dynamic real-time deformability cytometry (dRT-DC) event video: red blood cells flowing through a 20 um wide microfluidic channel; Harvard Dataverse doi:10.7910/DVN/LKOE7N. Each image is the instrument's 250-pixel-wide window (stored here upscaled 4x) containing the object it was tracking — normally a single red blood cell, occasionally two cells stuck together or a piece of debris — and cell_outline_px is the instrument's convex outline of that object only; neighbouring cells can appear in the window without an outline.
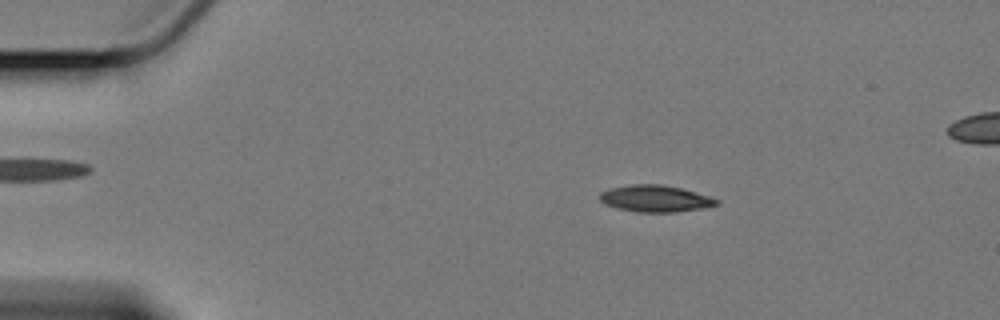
{"species": "Egyptian fruit bat (a non-hibernating species)", "species_latin": "Rousettus aegyptiacus", "temperature_condition": "cold", "stored_images_in_passage": 60, "segment_of_instrument_passage": [1, 2], "camera_frame_rate_fps": 3000, "um_per_image_px": 0.085, "animal": {"sex": "female"}, "frame": {"image": 1, "passage_image": 10, "time_ms": 3.0, "image_size_px": [1000, 320], "cell_outline_px": [[720, 204], [704, 208], [676, 212], [636, 212], [616, 208], [604, 204], [600, 200], [600, 192], [608, 188], [632, 184], [660, 184], [680, 188], [712, 196], [720, 200]], "centroid_in_image_um": [55.72, 16.88], "position_along_channel_um": 29.3, "area_um2": 18.44}}
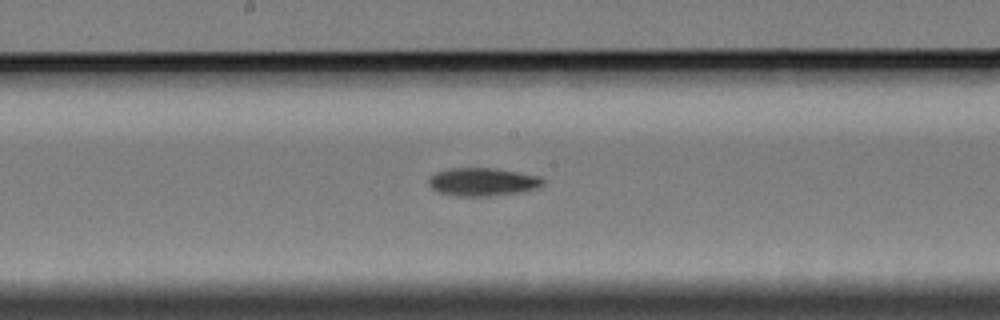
{"frame": {"image": 2, "passage_image": 31, "time_ms": 10.0, "image_size_px": [1000, 320], "cell_outline_px": [[544, 184], [540, 188], [520, 192], [488, 196], [456, 196], [436, 192], [428, 184], [428, 180], [436, 172], [448, 168], [496, 168], [540, 176], [544, 180]], "centroid_in_image_um": [41.03, 15.46], "position_along_channel_um": 207.2, "area_um2": 18.9}}
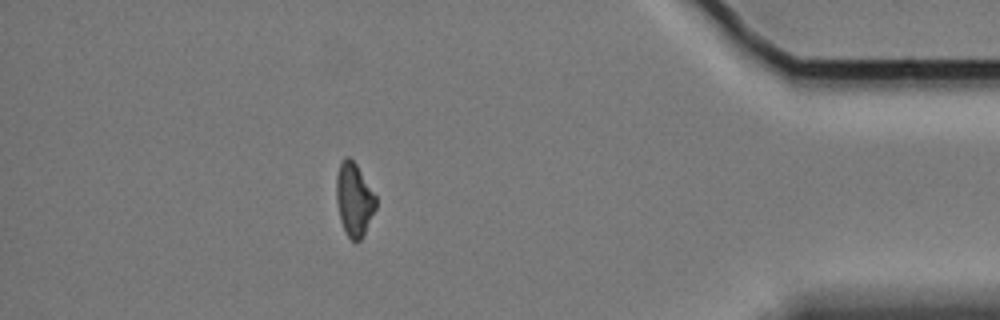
{"frame": {"image": 3, "passage_image": 52, "time_ms": 17.0, "image_size_px": [1000, 320], "cell_outline_px": [[376, 208], [364, 236], [356, 244], [348, 236], [340, 220], [336, 200], [336, 176], [340, 164], [344, 156], [348, 156], [356, 164], [376, 196]], "centroid_in_image_um": [30.1, 16.98], "position_along_channel_um": 405.1, "area_um2": 16.94}}